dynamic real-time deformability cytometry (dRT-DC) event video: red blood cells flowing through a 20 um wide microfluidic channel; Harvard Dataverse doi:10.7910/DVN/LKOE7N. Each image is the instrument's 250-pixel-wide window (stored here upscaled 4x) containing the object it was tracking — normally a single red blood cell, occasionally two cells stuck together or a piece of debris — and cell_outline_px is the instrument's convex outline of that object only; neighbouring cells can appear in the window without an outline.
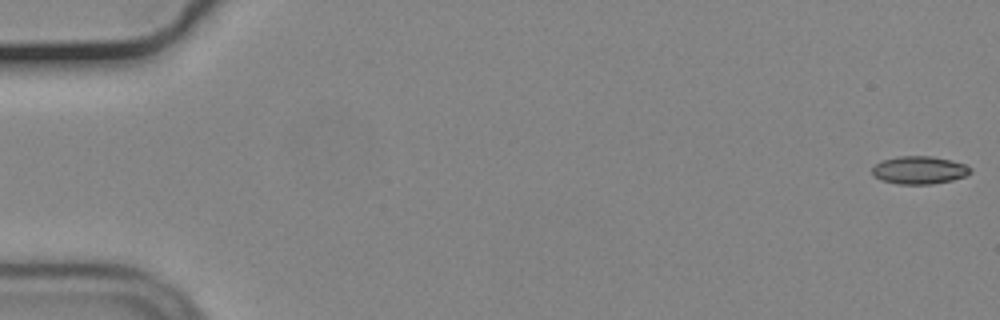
{"species": "common noctule bat (a hibernating species)", "species_latin": "Nyctalus noctula", "temperature_condition": "cold", "stored_images_in_passage": 10, "camera_frame_rate_fps": 3000, "um_per_image_px": 0.085, "animal": {"sex": "male", "body_mass_g": 19.2, "forearm_length_mm": 51.8}, "frame": {"image": 1, "passage_image": 1, "time_ms": 0.0, "image_size_px": [1000, 320], "cell_outline_px": [[972, 172], [964, 176], [952, 180], [932, 184], [900, 184], [880, 180], [872, 176], [872, 168], [880, 160], [900, 156], [932, 156], [952, 160], [964, 164], [972, 168]], "centroid_in_image_um": [78.12, 14.45], "position_along_channel_um": 6.9, "area_um2": 16.07}}